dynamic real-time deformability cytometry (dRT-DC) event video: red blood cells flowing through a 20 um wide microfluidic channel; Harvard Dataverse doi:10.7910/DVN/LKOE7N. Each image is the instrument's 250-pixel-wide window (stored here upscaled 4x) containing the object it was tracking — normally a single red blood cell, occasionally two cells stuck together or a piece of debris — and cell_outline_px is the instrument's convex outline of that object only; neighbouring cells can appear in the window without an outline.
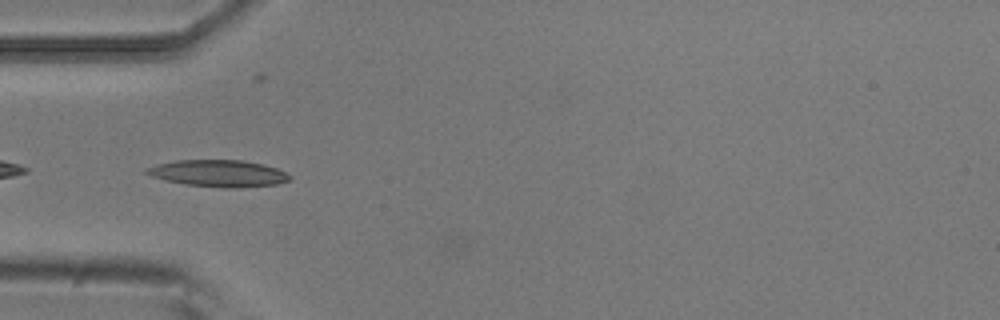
{"species": "common noctule bat (a hibernating species)", "species_latin": "Nyctalus noctula", "temperature_condition": "room temperature", "stored_images_in_passage": 7, "camera_frame_rate_fps": 3000, "um_per_image_px": 0.085, "animal": {"sex": "male", "body_mass_g": 20.5, "forearm_length_mm": 52.5}, "frame": {"image": 1, "passage_image": 5, "time_ms": 1.333, "image_size_px": [1000, 320], "cell_outline_px": [[292, 176], [288, 180], [276, 184], [232, 188], [184, 184], [164, 180], [152, 176], [144, 172], [144, 168], [156, 164], [176, 160], [244, 160], [264, 164], [276, 168]], "centroid_in_image_um": [18.53, 14.72], "position_along_channel_um": 66.5, "area_um2": 22.25}}
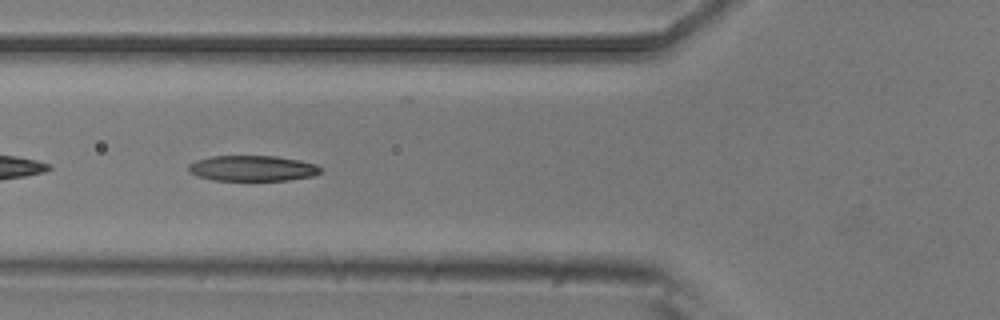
{"frame": {"image": 2, "passage_image": 6, "time_ms": 1.667, "image_size_px": [1000, 320], "cell_outline_px": [[320, 172], [312, 176], [288, 180], [212, 180], [196, 176], [188, 172], [188, 164], [196, 160], [212, 156], [276, 156], [300, 160], [316, 164], [320, 168]], "centroid_in_image_um": [21.41, 14.3], "position_along_channel_um": 104.4, "area_um2": 19.71}}
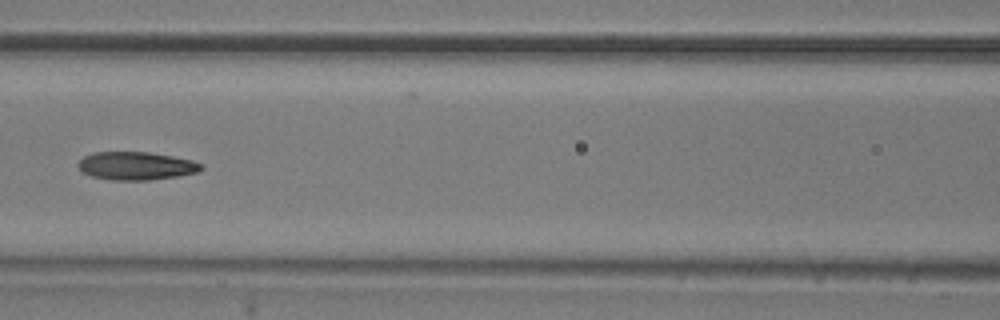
{"frame": {"image": 3, "passage_image": 7, "time_ms": 2.0, "image_size_px": [1000, 320], "cell_outline_px": [[204, 168], [200, 172], [180, 176], [148, 180], [112, 180], [92, 176], [84, 172], [76, 164], [84, 156], [96, 152], [148, 152], [172, 156], [192, 160], [200, 164]], "centroid_in_image_um": [11.6, 14.1], "position_along_channel_um": 155.0, "area_um2": 20.11}}